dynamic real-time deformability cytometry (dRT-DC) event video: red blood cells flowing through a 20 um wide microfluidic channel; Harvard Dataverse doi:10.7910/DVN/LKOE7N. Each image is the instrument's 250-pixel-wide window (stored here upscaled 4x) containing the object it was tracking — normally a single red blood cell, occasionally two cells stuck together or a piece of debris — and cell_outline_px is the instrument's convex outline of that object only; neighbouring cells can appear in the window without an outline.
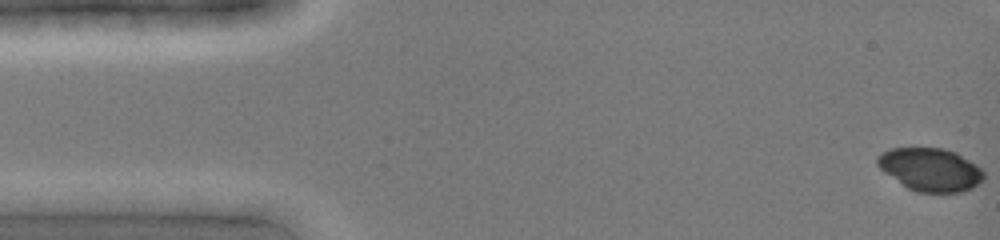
{"species": "common noctule bat (a hibernating species)", "species_latin": "Nyctalus noctula", "temperature_condition": "cold", "stored_images_in_passage": 2, "camera_frame_rate_fps": 3000, "um_per_image_px": 0.085, "animal": {"sex": "female", "body_mass_g": 19.0, "forearm_length_mm": 51.5}, "frame": {"image": 1, "passage_image": 1, "time_ms": 0.0, "image_size_px": [1000, 240], "cell_outline_px": [[984, 180], [972, 188], [964, 192], [916, 192], [908, 188], [884, 172], [876, 164], [876, 156], [888, 148], [944, 148], [956, 152], [976, 164], [984, 172]], "centroid_in_image_um": [79.08, 14.4], "position_along_channel_um": 5.9, "area_um2": 26.82}}